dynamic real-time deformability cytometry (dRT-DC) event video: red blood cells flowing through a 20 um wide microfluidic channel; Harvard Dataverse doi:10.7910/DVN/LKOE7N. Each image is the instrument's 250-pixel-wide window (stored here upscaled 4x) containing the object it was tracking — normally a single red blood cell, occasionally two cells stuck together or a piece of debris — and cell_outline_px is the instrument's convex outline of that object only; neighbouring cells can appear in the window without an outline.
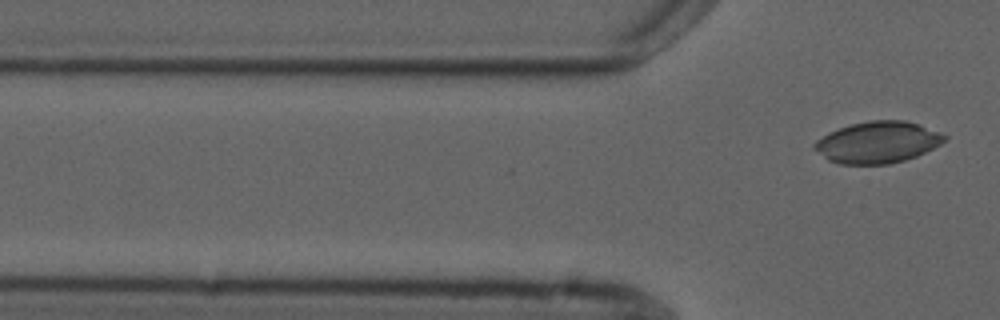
{"species": "common noctule bat (a hibernating species)", "species_latin": "Nyctalus noctula", "temperature_condition": "cold", "stored_images_in_passage": 4, "segment_of_instrument_passage": [2, 2], "camera_frame_rate_fps": 3000, "um_per_image_px": 0.085, "animal": {"sex": "male", "forearm_length_mm": 52.5}, "frame": {"image": 1, "passage_image": 4, "time_ms": 3.333, "image_size_px": [1000, 320], "cell_outline_px": [[948, 136], [940, 144], [916, 156], [904, 160], [888, 164], [840, 164], [828, 160], [812, 148], [812, 144], [816, 140], [828, 132], [852, 124], [868, 120], [904, 120], [920, 124], [940, 132]], "centroid_in_image_um": [74.57, 12.09], "position_along_channel_um": 51.2, "area_um2": 31.5}}